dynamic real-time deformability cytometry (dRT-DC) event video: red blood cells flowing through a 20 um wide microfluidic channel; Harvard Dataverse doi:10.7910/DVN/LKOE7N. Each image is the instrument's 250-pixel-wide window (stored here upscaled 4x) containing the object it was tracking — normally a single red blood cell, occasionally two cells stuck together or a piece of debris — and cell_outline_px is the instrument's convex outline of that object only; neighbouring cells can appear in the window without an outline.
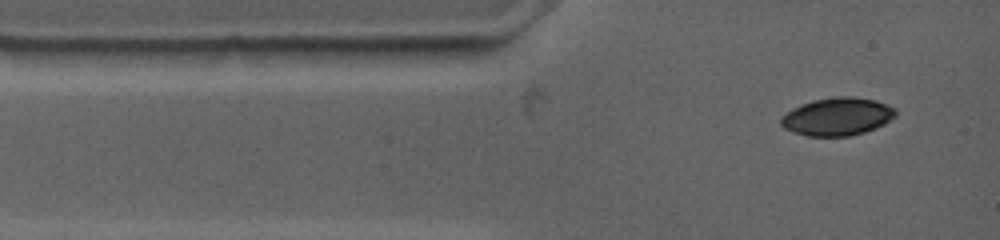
{"species": "common noctule bat (a hibernating species)", "species_latin": "Nyctalus noctula", "temperature_condition": "warm", "stored_images_in_passage": 39, "camera_frame_rate_fps": 4500, "um_per_image_px": 0.085, "animal": {"sex": "female", "body_mass_g": 19.0, "forearm_length_mm": 53.3}, "frame": {"image": 1, "passage_image": 1, "time_ms": 0.0, "image_size_px": [1000, 240], "cell_outline_px": [[896, 116], [884, 124], [876, 128], [864, 132], [848, 136], [808, 136], [792, 132], [784, 128], [780, 124], [780, 116], [804, 104], [816, 100], [840, 96], [852, 96], [876, 100], [896, 108]], "centroid_in_image_um": [71.2, 9.92], "position_along_channel_um": 13.8, "area_um2": 25.14}}
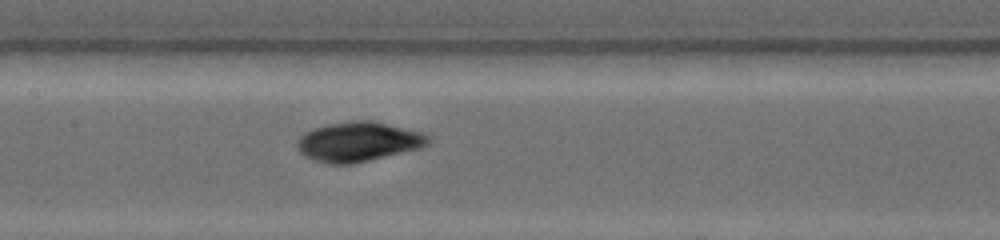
{"frame": {"image": 2, "passage_image": 12, "time_ms": 5.111, "image_size_px": [1000, 240], "cell_outline_px": [[432, 136], [428, 144], [420, 148], [352, 164], [332, 164], [316, 160], [304, 156], [300, 152], [296, 144], [296, 140], [304, 132], [312, 128], [328, 124], [352, 120], [372, 120], [420, 132]], "centroid_in_image_um": [30.44, 12.03], "position_along_channel_um": 177.0, "area_um2": 30.23}}
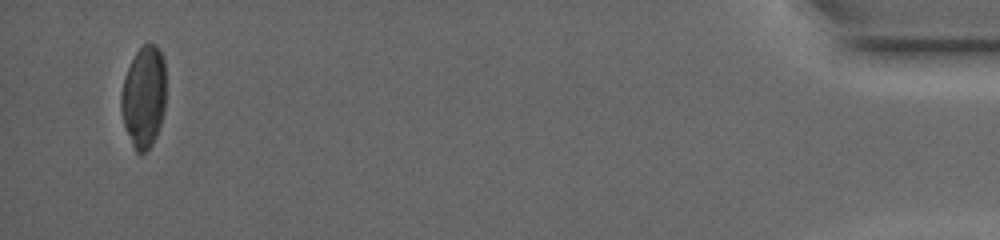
{"frame": {"image": 3, "passage_image": 34, "time_ms": 15.333, "image_size_px": [1000, 240], "cell_outline_px": [[164, 112], [156, 136], [152, 144], [140, 156], [136, 152], [132, 144], [124, 124], [120, 108], [120, 92], [124, 76], [136, 52], [144, 44], [152, 44], [160, 52], [164, 60]], "centroid_in_image_um": [12.19, 8.26], "position_along_channel_um": 423.0, "area_um2": 26.36}, "authors_computed_cell_mechanics": {"area_um2": 27.1082, "velocity_mm_per_s": 3.6872, "shape_relaxation_time_tau1_ms": 5.134, "shape_relaxation_time_tau2_ms": 1.7313, "deformation_change_tau1": 0.1345, "deformation_change_tau2": 0.0318}}